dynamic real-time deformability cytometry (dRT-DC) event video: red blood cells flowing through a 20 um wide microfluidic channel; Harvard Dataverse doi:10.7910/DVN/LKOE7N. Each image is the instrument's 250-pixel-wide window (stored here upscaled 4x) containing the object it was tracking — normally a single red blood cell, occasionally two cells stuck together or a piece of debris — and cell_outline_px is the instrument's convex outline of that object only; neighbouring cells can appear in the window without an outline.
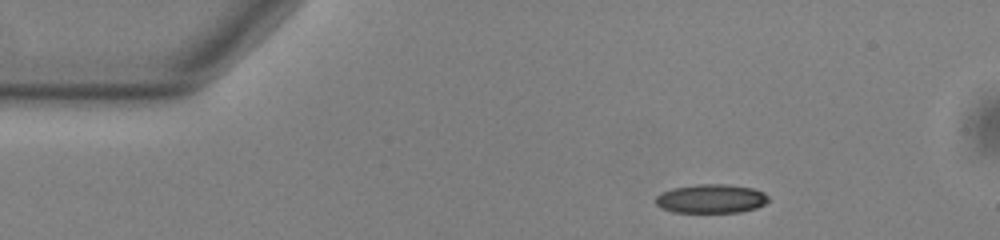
{"species": "common noctule bat (a hibernating species)", "species_latin": "Nyctalus noctula", "temperature_condition": "warm", "stored_images_in_passage": 47, "camera_frame_rate_fps": 3000, "um_per_image_px": 0.085, "animal": {"sex": "male", "body_mass_g": 13.0, "forearm_length_mm": 53.1}, "frame": {"image": 1, "passage_image": 1, "time_ms": 0.0, "image_size_px": [1000, 240], "cell_outline_px": [[768, 200], [764, 204], [756, 208], [740, 212], [672, 212], [660, 208], [656, 204], [656, 196], [660, 192], [672, 188], [696, 184], [728, 184], [752, 188], [764, 192], [768, 196]], "centroid_in_image_um": [60.41, 16.88], "position_along_channel_um": 24.6, "area_um2": 19.13}}
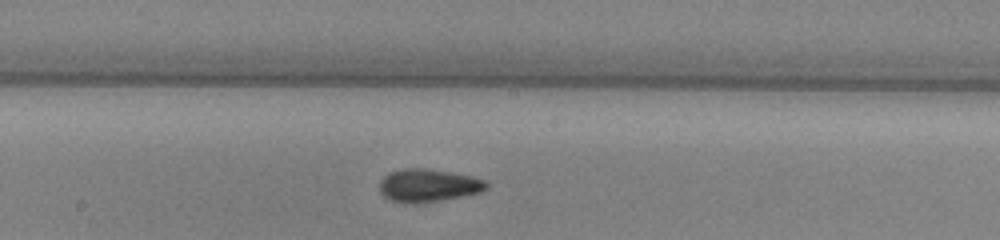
{"frame": {"image": 2, "passage_image": 21, "time_ms": 6.667, "image_size_px": [1000, 240], "cell_outline_px": [[488, 188], [480, 192], [460, 196], [416, 204], [412, 204], [388, 200], [380, 192], [380, 180], [388, 172], [400, 168], [424, 168], [452, 172], [472, 176], [484, 180], [488, 184]], "centroid_in_image_um": [36.36, 15.75], "position_along_channel_um": 211.8, "area_um2": 20.58}}
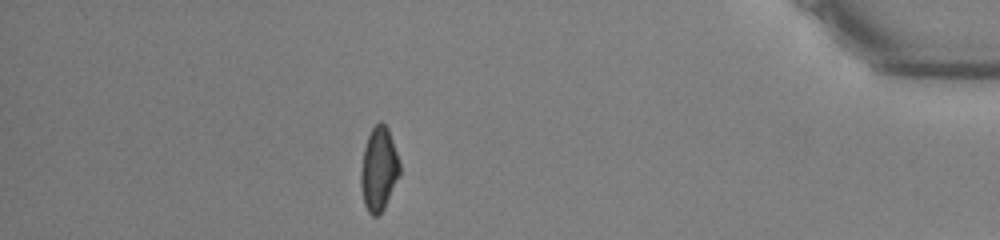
{"frame": {"image": 3, "passage_image": 40, "time_ms": 13.0, "image_size_px": [1000, 240], "cell_outline_px": [[400, 176], [384, 208], [376, 216], [372, 216], [368, 212], [364, 204], [360, 188], [360, 172], [364, 148], [368, 136], [372, 128], [380, 120], [388, 128], [400, 164]], "centroid_in_image_um": [32.19, 14.39], "position_along_channel_um": 403.0, "area_um2": 19.02}, "authors_computed_cell_mechanics": {"area_um2": 19.1318, "velocity_mm_per_s": 3.8026, "shape_relaxation_time_tau1_ms": 7.6875, "shape_relaxation_time_tau2_ms": 1.818, "deformation_change_tau1": 0.1739, "deformation_change_tau2": 0.0871}}